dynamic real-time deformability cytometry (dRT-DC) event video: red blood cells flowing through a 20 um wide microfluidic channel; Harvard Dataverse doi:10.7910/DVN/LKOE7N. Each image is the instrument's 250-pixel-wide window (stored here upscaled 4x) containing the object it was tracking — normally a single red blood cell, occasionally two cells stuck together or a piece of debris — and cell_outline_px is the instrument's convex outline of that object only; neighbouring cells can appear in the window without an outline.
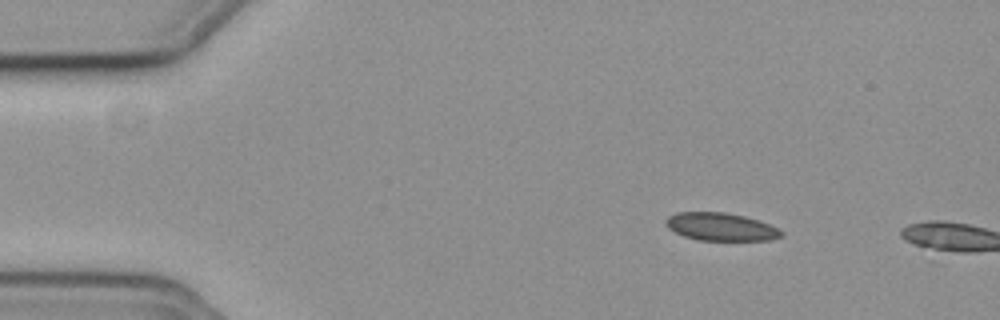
{"species": "common noctule bat (a hibernating species)", "species_latin": "Nyctalus noctula", "temperature_condition": "cold", "stored_images_in_passage": 8, "camera_frame_rate_fps": 3000, "um_per_image_px": 0.085, "animal": {"sex": "female", "body_mass_g": 19.3, "forearm_length_mm": 54.1}, "frame": {"image": 1, "passage_image": 1, "time_ms": 0.0, "image_size_px": [1000, 320], "cell_outline_px": [[784, 236], [772, 240], [696, 240], [684, 236], [668, 228], [664, 224], [664, 220], [668, 216], [676, 212], [724, 212], [744, 216], [768, 224], [784, 232]], "centroid_in_image_um": [61.24, 19.28], "position_along_channel_um": 23.8, "area_um2": 18.79}}